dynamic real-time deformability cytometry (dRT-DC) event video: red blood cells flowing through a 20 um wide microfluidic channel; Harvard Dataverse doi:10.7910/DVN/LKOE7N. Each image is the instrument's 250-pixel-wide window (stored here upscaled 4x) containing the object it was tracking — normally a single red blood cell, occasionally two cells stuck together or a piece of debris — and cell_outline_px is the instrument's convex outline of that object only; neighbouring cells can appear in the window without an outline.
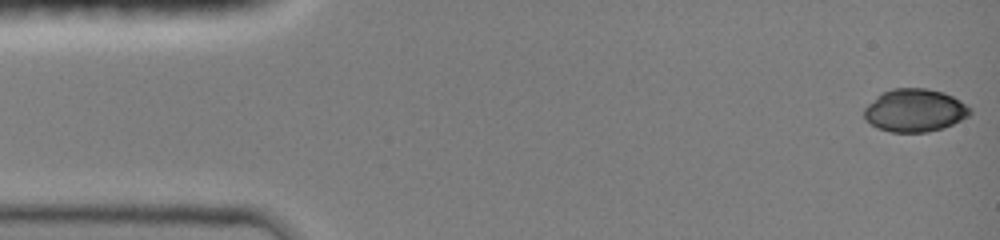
{"species": "common noctule bat (a hibernating species)", "species_latin": "Nyctalus noctula", "temperature_condition": "room temperature", "stored_images_in_passage": 47, "camera_frame_rate_fps": 3000, "um_per_image_px": 0.085, "animal": {"sex": "female", "body_mass_g": 19.0, "forearm_length_mm": 51.5}, "frame": {"image": 1, "passage_image": 1, "time_ms": 0.0, "image_size_px": [1000, 240], "cell_outline_px": [[972, 112], [968, 116], [944, 128], [928, 132], [892, 132], [876, 128], [864, 116], [864, 108], [876, 96], [892, 88], [924, 88], [944, 92], [960, 100], [972, 108]], "centroid_in_image_um": [77.77, 9.38], "position_along_channel_um": 7.2, "area_um2": 26.47}}
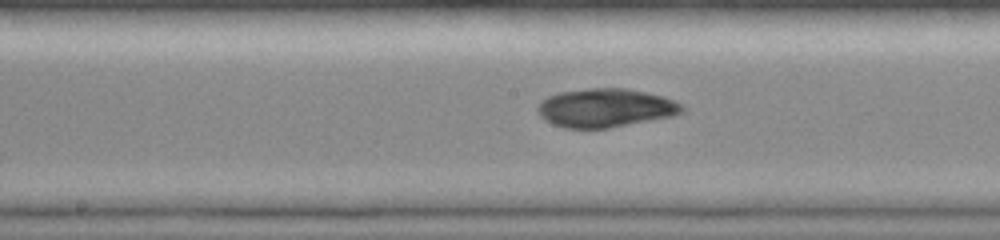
{"frame": {"image": 2, "passage_image": 24, "time_ms": 7.667, "image_size_px": [1000, 240], "cell_outline_px": [[684, 112], [672, 116], [608, 128], [564, 128], [552, 124], [544, 120], [540, 116], [536, 108], [540, 100], [548, 96], [560, 92], [592, 88], [624, 88], [664, 96], [684, 104]], "centroid_in_image_um": [51.45, 9.17], "position_along_channel_um": 196.7, "area_um2": 32.6}}
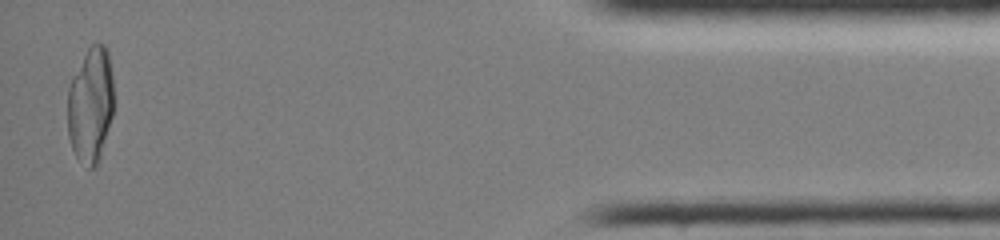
{"frame": {"image": 3, "passage_image": 46, "time_ms": 15.0, "image_size_px": [1000, 240], "cell_outline_px": [[112, 116], [100, 156], [96, 168], [88, 168], [76, 156], [72, 148], [68, 136], [68, 88], [72, 76], [88, 48], [92, 44], [104, 44], [108, 52], [112, 76]], "centroid_in_image_um": [7.68, 8.93], "position_along_channel_um": 427.5, "area_um2": 30.81}}